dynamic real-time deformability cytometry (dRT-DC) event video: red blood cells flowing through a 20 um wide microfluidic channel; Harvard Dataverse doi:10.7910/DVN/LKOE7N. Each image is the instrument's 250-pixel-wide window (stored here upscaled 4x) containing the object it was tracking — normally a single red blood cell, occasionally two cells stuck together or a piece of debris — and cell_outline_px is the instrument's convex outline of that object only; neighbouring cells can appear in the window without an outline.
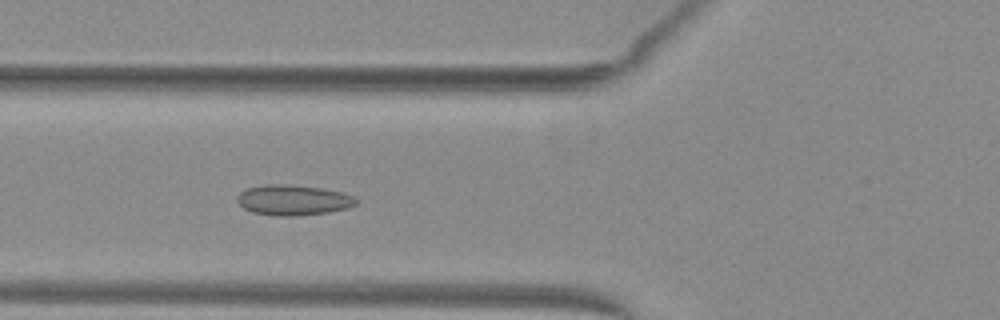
{"species": "common noctule bat (a hibernating species)", "species_latin": "Nyctalus noctula", "temperature_condition": "warm", "stored_images_in_passage": 43, "camera_frame_rate_fps": 3000, "um_per_image_px": 0.085, "animal": {"sex": "female", "body_mass_g": 29.2, "forearm_length_mm": 56.3}, "frame": {"image": 1, "passage_image": 12, "time_ms": 3.667, "image_size_px": [1000, 320], "cell_outline_px": [[360, 200], [356, 204], [348, 208], [328, 212], [296, 216], [276, 216], [252, 212], [244, 208], [236, 200], [236, 196], [240, 192], [248, 188], [268, 184], [284, 184], [320, 188], [340, 192], [356, 196]], "centroid_in_image_um": [24.94, 17.01], "position_along_channel_um": 100.9, "area_um2": 21.1}}
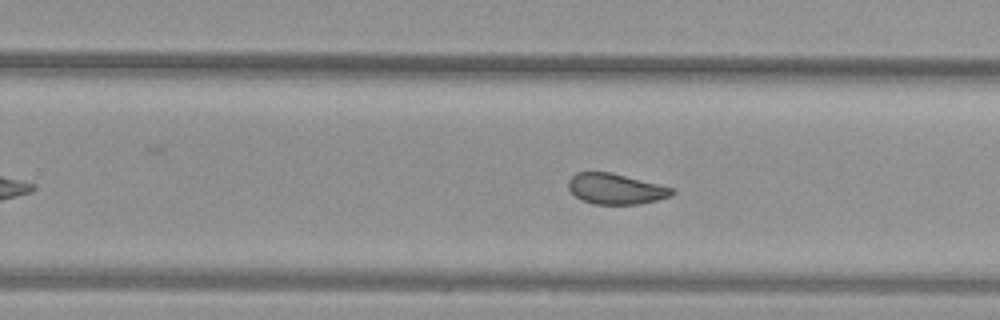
{"frame": {"image": 2, "passage_image": 25, "time_ms": 8.0, "image_size_px": [1000, 320], "cell_outline_px": [[676, 192], [672, 196], [640, 204], [592, 204], [580, 200], [568, 188], [568, 180], [576, 172], [612, 172], [672, 188]], "centroid_in_image_um": [52.31, 16.06], "position_along_channel_um": 277.5, "area_um2": 18.5}}
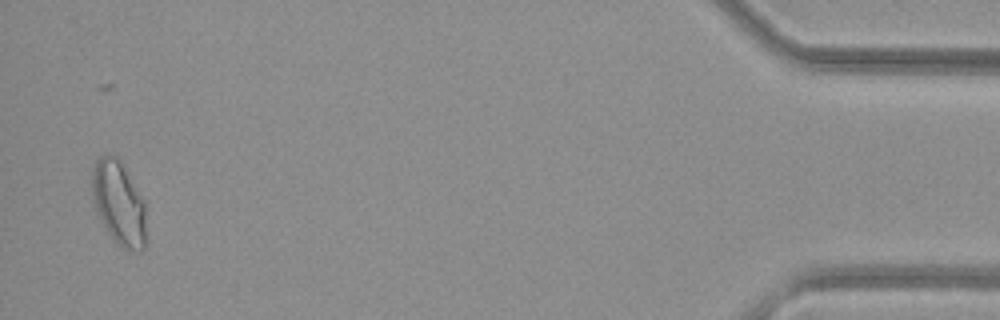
{"frame": {"image": 3, "passage_image": 42, "time_ms": 13.667, "image_size_px": [1000, 320], "cell_outline_px": [[148, 244], [140, 252], [124, 248], [116, 244], [112, 240], [104, 228], [100, 220], [96, 208], [92, 192], [92, 168], [96, 160], [100, 156], [116, 156], [120, 160], [144, 204], [148, 236]], "centroid_in_image_um": [10.12, 17.36], "position_along_channel_um": 425.1, "area_um2": 26.59}, "authors_computed_cell_mechanics": {"area_um2": 20.5768, "velocity_mm_per_s": 4.0738, "shape_relaxation_time_tau1_ms": null, "shape_relaxation_time_tau2_ms": 1.287, "deformation_change_tau1": null, "deformation_change_tau2": 0.0543}}